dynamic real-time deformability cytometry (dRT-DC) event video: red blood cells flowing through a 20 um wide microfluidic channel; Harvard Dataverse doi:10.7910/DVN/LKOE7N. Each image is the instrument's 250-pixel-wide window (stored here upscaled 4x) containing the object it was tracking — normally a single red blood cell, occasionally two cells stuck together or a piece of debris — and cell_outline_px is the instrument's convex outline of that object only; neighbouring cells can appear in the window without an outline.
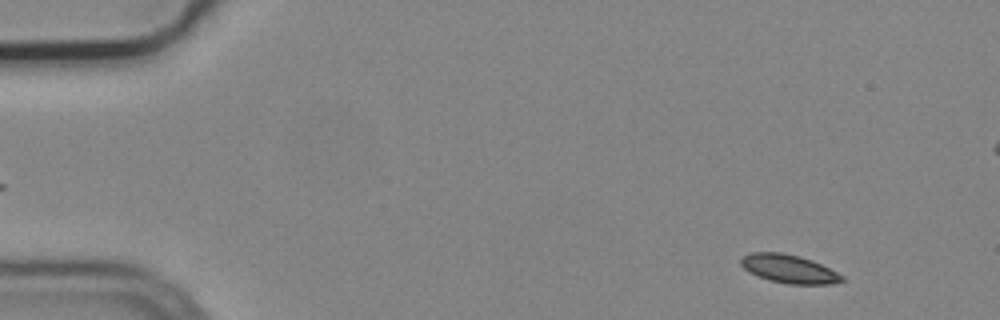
{"species": "common noctule bat (a hibernating species)", "species_latin": "Nyctalus noctula", "temperature_condition": "cold", "stored_images_in_passage": 5, "camera_frame_rate_fps": 3000, "um_per_image_px": 0.085, "animal": {"sex": "male", "body_mass_g": 19.2, "forearm_length_mm": 51.8}, "frame": {"image": 1, "passage_image": 1, "time_ms": 0.0, "image_size_px": [1000, 320], "cell_outline_px": [[844, 280], [832, 284], [788, 284], [768, 280], [744, 268], [740, 264], [740, 260], [744, 256], [752, 252], [780, 252], [800, 256], [812, 260], [844, 276]], "centroid_in_image_um": [67.07, 22.85], "position_along_channel_um": 17.9, "area_um2": 16.53}}